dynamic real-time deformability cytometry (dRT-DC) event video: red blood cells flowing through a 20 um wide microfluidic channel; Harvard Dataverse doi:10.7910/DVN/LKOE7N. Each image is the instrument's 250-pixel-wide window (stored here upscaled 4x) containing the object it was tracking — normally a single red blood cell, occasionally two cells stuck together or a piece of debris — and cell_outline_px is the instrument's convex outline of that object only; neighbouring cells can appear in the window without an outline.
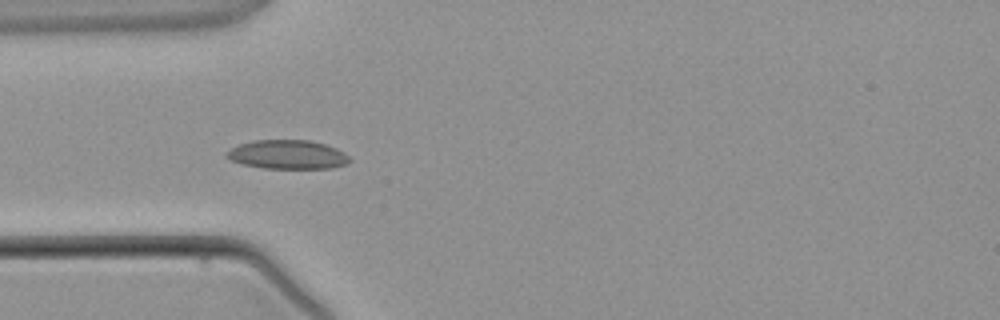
{"species": "common noctule bat (a hibernating species)", "species_latin": "Nyctalus noctula", "temperature_condition": "warm", "stored_images_in_passage": 5, "camera_frame_rate_fps": 3000, "um_per_image_px": 0.085, "animal": {"sex": "male", "body_mass_g": 21.5, "forearm_length_mm": 52.0}, "frame": {"image": 1, "passage_image": 4, "time_ms": 4.0, "image_size_px": [1000, 320], "cell_outline_px": [[352, 160], [348, 164], [332, 168], [264, 168], [240, 164], [224, 156], [232, 148], [240, 144], [252, 140], [308, 140], [324, 144], [336, 148], [344, 152]], "centroid_in_image_um": [24.46, 13.14], "position_along_channel_um": 60.5, "area_um2": 20.75}}
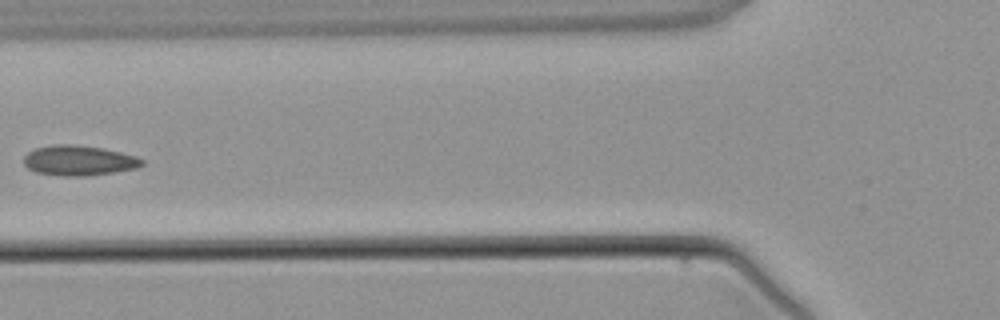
{"frame": {"image": 2, "passage_image": 5, "time_ms": 5.333, "image_size_px": [1000, 320], "cell_outline_px": [[144, 164], [136, 168], [88, 176], [64, 176], [36, 172], [28, 168], [24, 164], [24, 156], [28, 152], [36, 148], [52, 144], [72, 144], [104, 148], [136, 156], [144, 160]], "centroid_in_image_um": [6.7, 13.63], "position_along_channel_um": 119.1, "area_um2": 20.75}}